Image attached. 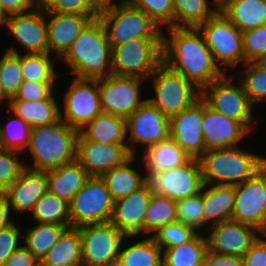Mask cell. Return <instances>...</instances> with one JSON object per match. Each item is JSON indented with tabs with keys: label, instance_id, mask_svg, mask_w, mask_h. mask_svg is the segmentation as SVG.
Here are the masks:
<instances>
[{
	"label": "cell",
	"instance_id": "15",
	"mask_svg": "<svg viewBox=\"0 0 266 266\" xmlns=\"http://www.w3.org/2000/svg\"><path fill=\"white\" fill-rule=\"evenodd\" d=\"M146 85L147 80L139 77L109 75L100 78L99 92L103 112L127 118L147 100Z\"/></svg>",
	"mask_w": 266,
	"mask_h": 266
},
{
	"label": "cell",
	"instance_id": "19",
	"mask_svg": "<svg viewBox=\"0 0 266 266\" xmlns=\"http://www.w3.org/2000/svg\"><path fill=\"white\" fill-rule=\"evenodd\" d=\"M262 234L257 228L232 219L209 226L205 233L208 250L238 257H243Z\"/></svg>",
	"mask_w": 266,
	"mask_h": 266
},
{
	"label": "cell",
	"instance_id": "32",
	"mask_svg": "<svg viewBox=\"0 0 266 266\" xmlns=\"http://www.w3.org/2000/svg\"><path fill=\"white\" fill-rule=\"evenodd\" d=\"M219 10L241 32L266 23V0H228Z\"/></svg>",
	"mask_w": 266,
	"mask_h": 266
},
{
	"label": "cell",
	"instance_id": "58",
	"mask_svg": "<svg viewBox=\"0 0 266 266\" xmlns=\"http://www.w3.org/2000/svg\"><path fill=\"white\" fill-rule=\"evenodd\" d=\"M6 18L7 17L4 15V13L2 12V10L0 8V34H1V31H2V28L4 26Z\"/></svg>",
	"mask_w": 266,
	"mask_h": 266
},
{
	"label": "cell",
	"instance_id": "59",
	"mask_svg": "<svg viewBox=\"0 0 266 266\" xmlns=\"http://www.w3.org/2000/svg\"><path fill=\"white\" fill-rule=\"evenodd\" d=\"M220 9L228 0H211Z\"/></svg>",
	"mask_w": 266,
	"mask_h": 266
},
{
	"label": "cell",
	"instance_id": "13",
	"mask_svg": "<svg viewBox=\"0 0 266 266\" xmlns=\"http://www.w3.org/2000/svg\"><path fill=\"white\" fill-rule=\"evenodd\" d=\"M126 119L127 148L132 156L170 138V119L148 100Z\"/></svg>",
	"mask_w": 266,
	"mask_h": 266
},
{
	"label": "cell",
	"instance_id": "5",
	"mask_svg": "<svg viewBox=\"0 0 266 266\" xmlns=\"http://www.w3.org/2000/svg\"><path fill=\"white\" fill-rule=\"evenodd\" d=\"M98 18L111 47L134 38H163V29L128 0H110L102 4Z\"/></svg>",
	"mask_w": 266,
	"mask_h": 266
},
{
	"label": "cell",
	"instance_id": "6",
	"mask_svg": "<svg viewBox=\"0 0 266 266\" xmlns=\"http://www.w3.org/2000/svg\"><path fill=\"white\" fill-rule=\"evenodd\" d=\"M147 88V100L169 119L201 97L200 89L164 62L147 79Z\"/></svg>",
	"mask_w": 266,
	"mask_h": 266
},
{
	"label": "cell",
	"instance_id": "46",
	"mask_svg": "<svg viewBox=\"0 0 266 266\" xmlns=\"http://www.w3.org/2000/svg\"><path fill=\"white\" fill-rule=\"evenodd\" d=\"M25 168L23 153L0 148V194L20 177Z\"/></svg>",
	"mask_w": 266,
	"mask_h": 266
},
{
	"label": "cell",
	"instance_id": "25",
	"mask_svg": "<svg viewBox=\"0 0 266 266\" xmlns=\"http://www.w3.org/2000/svg\"><path fill=\"white\" fill-rule=\"evenodd\" d=\"M114 201L140 189L145 183V169L139 156H132L123 165L101 176Z\"/></svg>",
	"mask_w": 266,
	"mask_h": 266
},
{
	"label": "cell",
	"instance_id": "57",
	"mask_svg": "<svg viewBox=\"0 0 266 266\" xmlns=\"http://www.w3.org/2000/svg\"><path fill=\"white\" fill-rule=\"evenodd\" d=\"M11 98L5 93L3 86L0 83V108H8ZM1 111V109H0Z\"/></svg>",
	"mask_w": 266,
	"mask_h": 266
},
{
	"label": "cell",
	"instance_id": "48",
	"mask_svg": "<svg viewBox=\"0 0 266 266\" xmlns=\"http://www.w3.org/2000/svg\"><path fill=\"white\" fill-rule=\"evenodd\" d=\"M62 73L59 82H36L23 80L17 93L11 99H24L27 101H39L47 99L56 89L61 88ZM59 85V86H58Z\"/></svg>",
	"mask_w": 266,
	"mask_h": 266
},
{
	"label": "cell",
	"instance_id": "37",
	"mask_svg": "<svg viewBox=\"0 0 266 266\" xmlns=\"http://www.w3.org/2000/svg\"><path fill=\"white\" fill-rule=\"evenodd\" d=\"M174 27H194L205 23L219 9L211 0H173Z\"/></svg>",
	"mask_w": 266,
	"mask_h": 266
},
{
	"label": "cell",
	"instance_id": "16",
	"mask_svg": "<svg viewBox=\"0 0 266 266\" xmlns=\"http://www.w3.org/2000/svg\"><path fill=\"white\" fill-rule=\"evenodd\" d=\"M78 228L82 238V266H116L126 236L110 222Z\"/></svg>",
	"mask_w": 266,
	"mask_h": 266
},
{
	"label": "cell",
	"instance_id": "34",
	"mask_svg": "<svg viewBox=\"0 0 266 266\" xmlns=\"http://www.w3.org/2000/svg\"><path fill=\"white\" fill-rule=\"evenodd\" d=\"M31 223V226L27 224L23 228V245L39 262L58 241L63 231L71 227L54 223Z\"/></svg>",
	"mask_w": 266,
	"mask_h": 266
},
{
	"label": "cell",
	"instance_id": "21",
	"mask_svg": "<svg viewBox=\"0 0 266 266\" xmlns=\"http://www.w3.org/2000/svg\"><path fill=\"white\" fill-rule=\"evenodd\" d=\"M170 138L191 158L198 159L205 151L202 130V98L170 118Z\"/></svg>",
	"mask_w": 266,
	"mask_h": 266
},
{
	"label": "cell",
	"instance_id": "50",
	"mask_svg": "<svg viewBox=\"0 0 266 266\" xmlns=\"http://www.w3.org/2000/svg\"><path fill=\"white\" fill-rule=\"evenodd\" d=\"M14 221L0 230V266L4 264L11 254L23 245V227Z\"/></svg>",
	"mask_w": 266,
	"mask_h": 266
},
{
	"label": "cell",
	"instance_id": "54",
	"mask_svg": "<svg viewBox=\"0 0 266 266\" xmlns=\"http://www.w3.org/2000/svg\"><path fill=\"white\" fill-rule=\"evenodd\" d=\"M1 266H40V262L24 245H21Z\"/></svg>",
	"mask_w": 266,
	"mask_h": 266
},
{
	"label": "cell",
	"instance_id": "3",
	"mask_svg": "<svg viewBox=\"0 0 266 266\" xmlns=\"http://www.w3.org/2000/svg\"><path fill=\"white\" fill-rule=\"evenodd\" d=\"M78 135L79 131L61 118L50 125L32 127L29 145L23 153L26 168L49 171L73 162Z\"/></svg>",
	"mask_w": 266,
	"mask_h": 266
},
{
	"label": "cell",
	"instance_id": "9",
	"mask_svg": "<svg viewBox=\"0 0 266 266\" xmlns=\"http://www.w3.org/2000/svg\"><path fill=\"white\" fill-rule=\"evenodd\" d=\"M112 48V75L147 80L163 62V38H134Z\"/></svg>",
	"mask_w": 266,
	"mask_h": 266
},
{
	"label": "cell",
	"instance_id": "56",
	"mask_svg": "<svg viewBox=\"0 0 266 266\" xmlns=\"http://www.w3.org/2000/svg\"><path fill=\"white\" fill-rule=\"evenodd\" d=\"M258 69L266 71V53L257 56L251 61Z\"/></svg>",
	"mask_w": 266,
	"mask_h": 266
},
{
	"label": "cell",
	"instance_id": "7",
	"mask_svg": "<svg viewBox=\"0 0 266 266\" xmlns=\"http://www.w3.org/2000/svg\"><path fill=\"white\" fill-rule=\"evenodd\" d=\"M235 78L234 74H224L201 90V98L210 108L242 123L251 133H259L255 129H259L263 116H259L249 102L242 83Z\"/></svg>",
	"mask_w": 266,
	"mask_h": 266
},
{
	"label": "cell",
	"instance_id": "2",
	"mask_svg": "<svg viewBox=\"0 0 266 266\" xmlns=\"http://www.w3.org/2000/svg\"><path fill=\"white\" fill-rule=\"evenodd\" d=\"M111 54L112 48L105 28L100 19L95 18L83 28L68 51L59 59V69L64 68L66 76L75 78H104L112 75Z\"/></svg>",
	"mask_w": 266,
	"mask_h": 266
},
{
	"label": "cell",
	"instance_id": "43",
	"mask_svg": "<svg viewBox=\"0 0 266 266\" xmlns=\"http://www.w3.org/2000/svg\"><path fill=\"white\" fill-rule=\"evenodd\" d=\"M0 56V83L5 93L14 97L23 82L21 74V54L2 51Z\"/></svg>",
	"mask_w": 266,
	"mask_h": 266
},
{
	"label": "cell",
	"instance_id": "39",
	"mask_svg": "<svg viewBox=\"0 0 266 266\" xmlns=\"http://www.w3.org/2000/svg\"><path fill=\"white\" fill-rule=\"evenodd\" d=\"M25 219H31L30 222L71 226L69 203L47 191L35 203L32 212Z\"/></svg>",
	"mask_w": 266,
	"mask_h": 266
},
{
	"label": "cell",
	"instance_id": "22",
	"mask_svg": "<svg viewBox=\"0 0 266 266\" xmlns=\"http://www.w3.org/2000/svg\"><path fill=\"white\" fill-rule=\"evenodd\" d=\"M47 191V171L25 168L20 177L1 194L17 220L25 214L30 215L35 203Z\"/></svg>",
	"mask_w": 266,
	"mask_h": 266
},
{
	"label": "cell",
	"instance_id": "51",
	"mask_svg": "<svg viewBox=\"0 0 266 266\" xmlns=\"http://www.w3.org/2000/svg\"><path fill=\"white\" fill-rule=\"evenodd\" d=\"M244 266H266V234H262L243 255Z\"/></svg>",
	"mask_w": 266,
	"mask_h": 266
},
{
	"label": "cell",
	"instance_id": "47",
	"mask_svg": "<svg viewBox=\"0 0 266 266\" xmlns=\"http://www.w3.org/2000/svg\"><path fill=\"white\" fill-rule=\"evenodd\" d=\"M134 7L144 11L163 30L174 27L173 0H128Z\"/></svg>",
	"mask_w": 266,
	"mask_h": 266
},
{
	"label": "cell",
	"instance_id": "29",
	"mask_svg": "<svg viewBox=\"0 0 266 266\" xmlns=\"http://www.w3.org/2000/svg\"><path fill=\"white\" fill-rule=\"evenodd\" d=\"M79 135L101 144H127V119L101 112L79 130Z\"/></svg>",
	"mask_w": 266,
	"mask_h": 266
},
{
	"label": "cell",
	"instance_id": "55",
	"mask_svg": "<svg viewBox=\"0 0 266 266\" xmlns=\"http://www.w3.org/2000/svg\"><path fill=\"white\" fill-rule=\"evenodd\" d=\"M15 220L5 197L0 194V230L9 226Z\"/></svg>",
	"mask_w": 266,
	"mask_h": 266
},
{
	"label": "cell",
	"instance_id": "18",
	"mask_svg": "<svg viewBox=\"0 0 266 266\" xmlns=\"http://www.w3.org/2000/svg\"><path fill=\"white\" fill-rule=\"evenodd\" d=\"M202 130L206 151L235 147L245 143H250L253 148L256 145L253 143H256L255 137L253 139L254 135L242 123L213 110L203 99ZM251 136L254 140L252 143L247 141L251 140Z\"/></svg>",
	"mask_w": 266,
	"mask_h": 266
},
{
	"label": "cell",
	"instance_id": "1",
	"mask_svg": "<svg viewBox=\"0 0 266 266\" xmlns=\"http://www.w3.org/2000/svg\"><path fill=\"white\" fill-rule=\"evenodd\" d=\"M163 62L200 90L224 75L202 33L194 27L163 30Z\"/></svg>",
	"mask_w": 266,
	"mask_h": 266
},
{
	"label": "cell",
	"instance_id": "31",
	"mask_svg": "<svg viewBox=\"0 0 266 266\" xmlns=\"http://www.w3.org/2000/svg\"><path fill=\"white\" fill-rule=\"evenodd\" d=\"M40 266H82V238L79 228H66L40 261Z\"/></svg>",
	"mask_w": 266,
	"mask_h": 266
},
{
	"label": "cell",
	"instance_id": "49",
	"mask_svg": "<svg viewBox=\"0 0 266 266\" xmlns=\"http://www.w3.org/2000/svg\"><path fill=\"white\" fill-rule=\"evenodd\" d=\"M242 45L245 63L266 53V23L242 32Z\"/></svg>",
	"mask_w": 266,
	"mask_h": 266
},
{
	"label": "cell",
	"instance_id": "45",
	"mask_svg": "<svg viewBox=\"0 0 266 266\" xmlns=\"http://www.w3.org/2000/svg\"><path fill=\"white\" fill-rule=\"evenodd\" d=\"M197 233L192 227L175 221L160 227L151 237L164 250L190 241Z\"/></svg>",
	"mask_w": 266,
	"mask_h": 266
},
{
	"label": "cell",
	"instance_id": "60",
	"mask_svg": "<svg viewBox=\"0 0 266 266\" xmlns=\"http://www.w3.org/2000/svg\"><path fill=\"white\" fill-rule=\"evenodd\" d=\"M101 5L107 3L110 0H97Z\"/></svg>",
	"mask_w": 266,
	"mask_h": 266
},
{
	"label": "cell",
	"instance_id": "44",
	"mask_svg": "<svg viewBox=\"0 0 266 266\" xmlns=\"http://www.w3.org/2000/svg\"><path fill=\"white\" fill-rule=\"evenodd\" d=\"M40 5L50 12L70 13L98 18L101 4L97 0H40Z\"/></svg>",
	"mask_w": 266,
	"mask_h": 266
},
{
	"label": "cell",
	"instance_id": "53",
	"mask_svg": "<svg viewBox=\"0 0 266 266\" xmlns=\"http://www.w3.org/2000/svg\"><path fill=\"white\" fill-rule=\"evenodd\" d=\"M202 266H244L243 257L231 256L206 250Z\"/></svg>",
	"mask_w": 266,
	"mask_h": 266
},
{
	"label": "cell",
	"instance_id": "14",
	"mask_svg": "<svg viewBox=\"0 0 266 266\" xmlns=\"http://www.w3.org/2000/svg\"><path fill=\"white\" fill-rule=\"evenodd\" d=\"M113 205L101 177H90L69 203L71 227L110 222Z\"/></svg>",
	"mask_w": 266,
	"mask_h": 266
},
{
	"label": "cell",
	"instance_id": "35",
	"mask_svg": "<svg viewBox=\"0 0 266 266\" xmlns=\"http://www.w3.org/2000/svg\"><path fill=\"white\" fill-rule=\"evenodd\" d=\"M58 65L59 60L50 53H21V74L25 81L59 82L63 72Z\"/></svg>",
	"mask_w": 266,
	"mask_h": 266
},
{
	"label": "cell",
	"instance_id": "8",
	"mask_svg": "<svg viewBox=\"0 0 266 266\" xmlns=\"http://www.w3.org/2000/svg\"><path fill=\"white\" fill-rule=\"evenodd\" d=\"M197 28L202 33L216 65L224 74H233L245 64L242 32L222 11L218 10Z\"/></svg>",
	"mask_w": 266,
	"mask_h": 266
},
{
	"label": "cell",
	"instance_id": "38",
	"mask_svg": "<svg viewBox=\"0 0 266 266\" xmlns=\"http://www.w3.org/2000/svg\"><path fill=\"white\" fill-rule=\"evenodd\" d=\"M4 110L7 113L0 116V148L24 153L29 145L32 127L8 108Z\"/></svg>",
	"mask_w": 266,
	"mask_h": 266
},
{
	"label": "cell",
	"instance_id": "17",
	"mask_svg": "<svg viewBox=\"0 0 266 266\" xmlns=\"http://www.w3.org/2000/svg\"><path fill=\"white\" fill-rule=\"evenodd\" d=\"M232 220L266 234V165L252 178L235 185Z\"/></svg>",
	"mask_w": 266,
	"mask_h": 266
},
{
	"label": "cell",
	"instance_id": "40",
	"mask_svg": "<svg viewBox=\"0 0 266 266\" xmlns=\"http://www.w3.org/2000/svg\"><path fill=\"white\" fill-rule=\"evenodd\" d=\"M233 74L242 83L252 106L257 111L262 110L266 105V71L258 69L252 62H247Z\"/></svg>",
	"mask_w": 266,
	"mask_h": 266
},
{
	"label": "cell",
	"instance_id": "33",
	"mask_svg": "<svg viewBox=\"0 0 266 266\" xmlns=\"http://www.w3.org/2000/svg\"><path fill=\"white\" fill-rule=\"evenodd\" d=\"M144 169L162 172L185 164L191 157L171 138L148 147L142 152Z\"/></svg>",
	"mask_w": 266,
	"mask_h": 266
},
{
	"label": "cell",
	"instance_id": "4",
	"mask_svg": "<svg viewBox=\"0 0 266 266\" xmlns=\"http://www.w3.org/2000/svg\"><path fill=\"white\" fill-rule=\"evenodd\" d=\"M247 145V146H246ZM249 144L205 151L199 158L205 185H237L266 165V155ZM254 150V151H253ZM256 151V152H255ZM263 154V155H262Z\"/></svg>",
	"mask_w": 266,
	"mask_h": 266
},
{
	"label": "cell",
	"instance_id": "52",
	"mask_svg": "<svg viewBox=\"0 0 266 266\" xmlns=\"http://www.w3.org/2000/svg\"><path fill=\"white\" fill-rule=\"evenodd\" d=\"M40 0H0V8L6 17L35 9Z\"/></svg>",
	"mask_w": 266,
	"mask_h": 266
},
{
	"label": "cell",
	"instance_id": "41",
	"mask_svg": "<svg viewBox=\"0 0 266 266\" xmlns=\"http://www.w3.org/2000/svg\"><path fill=\"white\" fill-rule=\"evenodd\" d=\"M175 221L176 201L165 196L152 195L145 212V236H151L160 227Z\"/></svg>",
	"mask_w": 266,
	"mask_h": 266
},
{
	"label": "cell",
	"instance_id": "30",
	"mask_svg": "<svg viewBox=\"0 0 266 266\" xmlns=\"http://www.w3.org/2000/svg\"><path fill=\"white\" fill-rule=\"evenodd\" d=\"M235 204V185L203 186V212L211 226L232 219Z\"/></svg>",
	"mask_w": 266,
	"mask_h": 266
},
{
	"label": "cell",
	"instance_id": "10",
	"mask_svg": "<svg viewBox=\"0 0 266 266\" xmlns=\"http://www.w3.org/2000/svg\"><path fill=\"white\" fill-rule=\"evenodd\" d=\"M62 82L67 88L60 93V118L70 127L81 130L101 112V99L99 92V79H80L72 76ZM63 83L65 85H63Z\"/></svg>",
	"mask_w": 266,
	"mask_h": 266
},
{
	"label": "cell",
	"instance_id": "23",
	"mask_svg": "<svg viewBox=\"0 0 266 266\" xmlns=\"http://www.w3.org/2000/svg\"><path fill=\"white\" fill-rule=\"evenodd\" d=\"M152 197L145 184L114 201L110 223L125 236H145V212Z\"/></svg>",
	"mask_w": 266,
	"mask_h": 266
},
{
	"label": "cell",
	"instance_id": "26",
	"mask_svg": "<svg viewBox=\"0 0 266 266\" xmlns=\"http://www.w3.org/2000/svg\"><path fill=\"white\" fill-rule=\"evenodd\" d=\"M58 90L60 89H56L47 99L39 101L11 99L8 109L31 127L53 124L60 119V98L58 93L62 92V90Z\"/></svg>",
	"mask_w": 266,
	"mask_h": 266
},
{
	"label": "cell",
	"instance_id": "20",
	"mask_svg": "<svg viewBox=\"0 0 266 266\" xmlns=\"http://www.w3.org/2000/svg\"><path fill=\"white\" fill-rule=\"evenodd\" d=\"M132 157L127 144H101L77 137L76 160L90 177H101Z\"/></svg>",
	"mask_w": 266,
	"mask_h": 266
},
{
	"label": "cell",
	"instance_id": "42",
	"mask_svg": "<svg viewBox=\"0 0 266 266\" xmlns=\"http://www.w3.org/2000/svg\"><path fill=\"white\" fill-rule=\"evenodd\" d=\"M203 188L195 196L176 201L177 221L192 227L196 232L205 234L209 225L203 212Z\"/></svg>",
	"mask_w": 266,
	"mask_h": 266
},
{
	"label": "cell",
	"instance_id": "28",
	"mask_svg": "<svg viewBox=\"0 0 266 266\" xmlns=\"http://www.w3.org/2000/svg\"><path fill=\"white\" fill-rule=\"evenodd\" d=\"M89 178L87 171L74 160L60 168L47 171L48 192L70 203Z\"/></svg>",
	"mask_w": 266,
	"mask_h": 266
},
{
	"label": "cell",
	"instance_id": "27",
	"mask_svg": "<svg viewBox=\"0 0 266 266\" xmlns=\"http://www.w3.org/2000/svg\"><path fill=\"white\" fill-rule=\"evenodd\" d=\"M116 266H163V250L151 236H126Z\"/></svg>",
	"mask_w": 266,
	"mask_h": 266
},
{
	"label": "cell",
	"instance_id": "24",
	"mask_svg": "<svg viewBox=\"0 0 266 266\" xmlns=\"http://www.w3.org/2000/svg\"><path fill=\"white\" fill-rule=\"evenodd\" d=\"M91 20L89 16L46 11L49 53L59 60Z\"/></svg>",
	"mask_w": 266,
	"mask_h": 266
},
{
	"label": "cell",
	"instance_id": "36",
	"mask_svg": "<svg viewBox=\"0 0 266 266\" xmlns=\"http://www.w3.org/2000/svg\"><path fill=\"white\" fill-rule=\"evenodd\" d=\"M207 239L197 233L190 241L163 250V266H201Z\"/></svg>",
	"mask_w": 266,
	"mask_h": 266
},
{
	"label": "cell",
	"instance_id": "11",
	"mask_svg": "<svg viewBox=\"0 0 266 266\" xmlns=\"http://www.w3.org/2000/svg\"><path fill=\"white\" fill-rule=\"evenodd\" d=\"M2 29L3 35L10 34L5 38L15 40L4 50L16 54L49 53L46 10L41 5L29 12L8 16Z\"/></svg>",
	"mask_w": 266,
	"mask_h": 266
},
{
	"label": "cell",
	"instance_id": "12",
	"mask_svg": "<svg viewBox=\"0 0 266 266\" xmlns=\"http://www.w3.org/2000/svg\"><path fill=\"white\" fill-rule=\"evenodd\" d=\"M144 184L152 195L165 196L174 201L195 196L204 186L201 166L196 158L162 172L145 170Z\"/></svg>",
	"mask_w": 266,
	"mask_h": 266
}]
</instances>
